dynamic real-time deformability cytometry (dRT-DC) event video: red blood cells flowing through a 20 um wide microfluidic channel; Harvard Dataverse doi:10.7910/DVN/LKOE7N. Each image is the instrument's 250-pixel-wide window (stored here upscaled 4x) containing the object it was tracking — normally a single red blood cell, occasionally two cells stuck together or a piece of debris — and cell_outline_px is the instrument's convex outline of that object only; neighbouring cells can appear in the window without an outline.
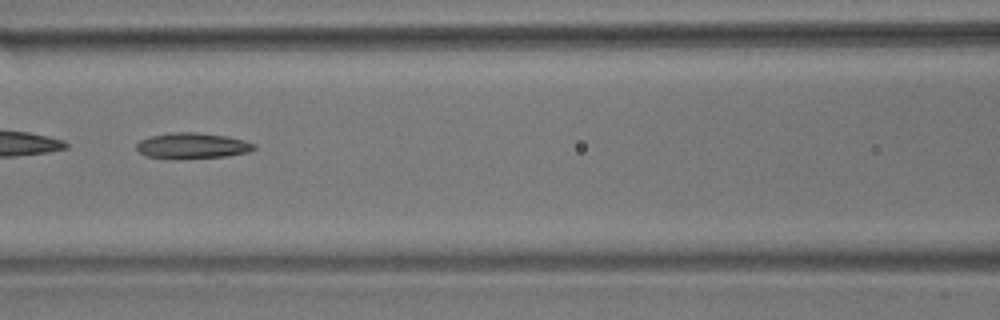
{"species": "common noctule bat (a hibernating species)", "species_latin": "Nyctalus noctula", "temperature_condition": "room temperature", "stored_images_in_passage": 54, "camera_frame_rate_fps": 3000, "um_per_image_px": 0.085, "animal": {"sex": "male", "body_mass_g": 17.9}, "frame": {"image": 1, "passage_image": 24, "time_ms": 7.667, "image_size_px": [1000, 320], "cell_outline_px": [[256, 148], [248, 152], [228, 156], [176, 160], [148, 156], [140, 152], [136, 148], [136, 144], [140, 140], [152, 136], [168, 132], [196, 132], [228, 136], [244, 140], [256, 144]], "centroid_in_image_um": [16.36, 12.39], "position_along_channel_um": 150.2, "area_um2": 17.98}, "authors_computed_cell_mechanics": {"area_um2": 17.9758, "velocity_mm_per_s": 3.6483, "shape_relaxation_time_tau1_ms": 7.772, "shape_relaxation_time_tau2_ms": 8.0968, "deformation_change_tau1": 0.1694, "deformation_change_tau2": 0.1776}}